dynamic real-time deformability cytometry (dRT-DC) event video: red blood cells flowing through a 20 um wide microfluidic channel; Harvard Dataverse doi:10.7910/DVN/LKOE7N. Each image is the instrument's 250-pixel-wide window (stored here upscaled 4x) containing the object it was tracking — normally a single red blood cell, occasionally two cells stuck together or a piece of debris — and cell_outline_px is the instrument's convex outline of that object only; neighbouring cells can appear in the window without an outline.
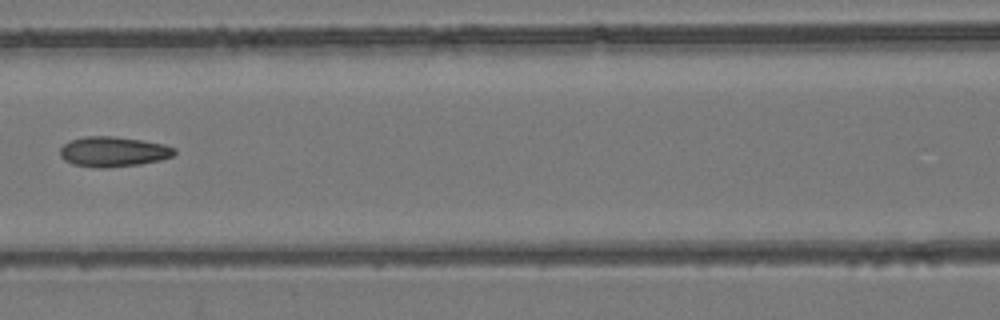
{"species": "common noctule bat (a hibernating species)", "species_latin": "Nyctalus noctula", "temperature_condition": "room temperature", "stored_images_in_passage": 4, "camera_frame_rate_fps": 3000, "um_per_image_px": 0.085, "animal": {"sex": "female", "body_mass_g": 24.6, "forearm_length_mm": 56.2}, "frame": {"image": 1, "passage_image": 4, "time_ms": 3.333, "image_size_px": [1000, 320], "cell_outline_px": [[176, 152], [172, 156], [160, 160], [140, 164], [108, 168], [96, 168], [72, 164], [64, 160], [60, 156], [60, 148], [64, 144], [72, 140], [84, 136], [112, 136], [140, 140], [164, 144], [176, 148]], "centroid_in_image_um": [9.62, 12.9], "position_along_channel_um": 157.0, "area_um2": 20.11}}